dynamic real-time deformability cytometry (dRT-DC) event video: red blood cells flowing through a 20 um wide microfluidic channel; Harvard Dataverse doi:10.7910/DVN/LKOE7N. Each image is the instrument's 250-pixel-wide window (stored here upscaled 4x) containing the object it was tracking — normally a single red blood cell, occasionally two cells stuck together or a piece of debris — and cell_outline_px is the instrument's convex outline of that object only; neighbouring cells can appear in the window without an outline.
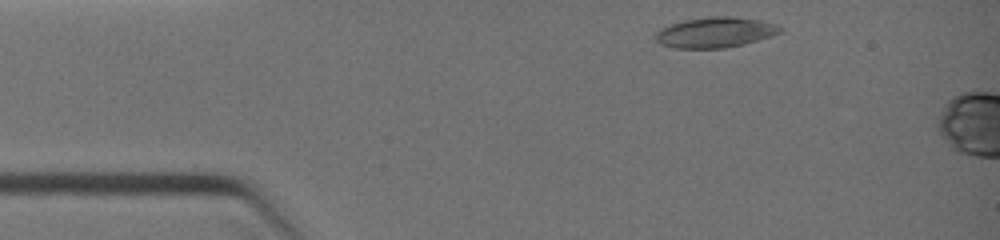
{"species": "common noctule bat (a hibernating species)", "species_latin": "Nyctalus noctula", "temperature_condition": "warm", "stored_images_in_passage": 4, "camera_frame_rate_fps": 3000, "um_per_image_px": 0.085, "animal": {"sex": "female", "body_mass_g": 19.0, "forearm_length_mm": 51.5}, "frame": {"image": 1, "passage_image": 1, "time_ms": 0.0, "image_size_px": [1000, 240], "cell_outline_px": [[784, 28], [780, 32], [744, 44], [724, 48], [672, 48], [660, 44], [656, 40], [656, 32], [660, 28], [684, 20], [708, 16], [728, 16], [760, 20], [776, 24]], "centroid_in_image_um": [60.76, 2.75], "position_along_channel_um": 24.2, "area_um2": 21.96}}